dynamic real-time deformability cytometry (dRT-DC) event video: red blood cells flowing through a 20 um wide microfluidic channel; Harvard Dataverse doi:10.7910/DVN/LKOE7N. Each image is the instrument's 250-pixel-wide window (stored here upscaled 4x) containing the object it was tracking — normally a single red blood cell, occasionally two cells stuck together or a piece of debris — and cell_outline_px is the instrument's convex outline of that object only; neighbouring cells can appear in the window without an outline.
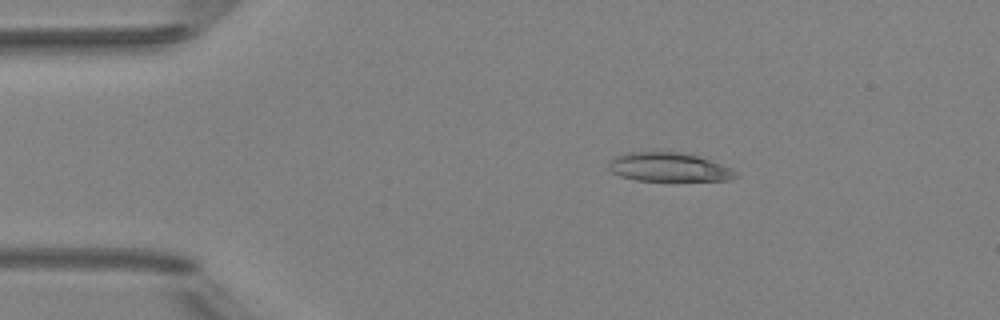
{"species": "Egyptian fruit bat (a non-hibernating species)", "species_latin": "Rousettus aegyptiacus", "temperature_condition": "room temperature", "stored_images_in_passage": 5, "camera_frame_rate_fps": 3000, "um_per_image_px": 0.085, "animal": {"sex": "female"}, "frame": {"image": 1, "passage_image": 3, "time_ms": 2.667, "image_size_px": [1000, 320], "cell_outline_px": [[740, 176], [732, 180], [636, 180], [620, 176], [612, 172], [608, 168], [608, 164], [616, 156], [628, 152], [680, 152], [700, 156], [740, 172]], "centroid_in_image_um": [56.89, 14.21], "position_along_channel_um": 28.1, "area_um2": 21.33}}